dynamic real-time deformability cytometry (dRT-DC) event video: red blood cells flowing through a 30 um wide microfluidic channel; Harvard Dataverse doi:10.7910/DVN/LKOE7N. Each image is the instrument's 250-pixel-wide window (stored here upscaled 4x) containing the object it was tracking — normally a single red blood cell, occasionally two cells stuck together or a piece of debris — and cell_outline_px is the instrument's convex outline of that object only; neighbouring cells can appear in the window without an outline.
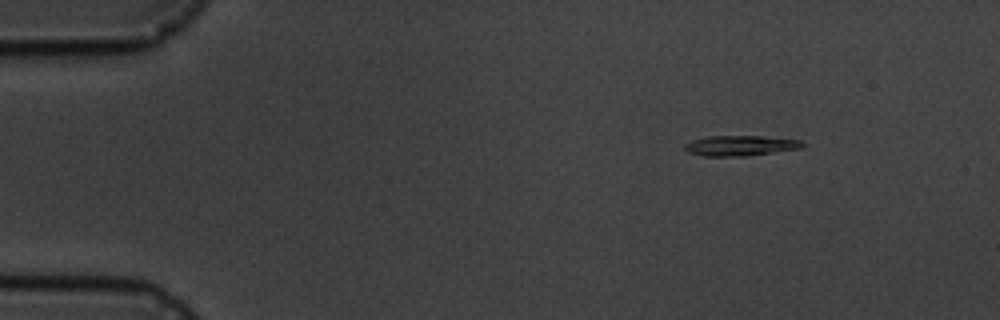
{"species": "common noctule bat (a hibernating species)", "species_latin": "Nyctalus noctula", "temperature_condition": "cold", "stored_images_in_passage": 7, "camera_frame_rate_fps": 3000, "um_per_image_px": 0.085, "animal": {"sex": "male", "body_mass_g": 19.5, "forearm_length_mm": 54.6}, "frame": {"image": 1, "passage_image": 2, "time_ms": 2.0, "image_size_px": [1000, 320], "cell_outline_px": [[804, 144], [800, 148], [748, 156], [704, 156], [688, 152], [684, 148], [684, 144], [692, 140], [708, 136], [760, 136], [800, 140]], "centroid_in_image_um": [62.89, 12.38], "position_along_channel_um": 22.1, "area_um2": 13.81}}
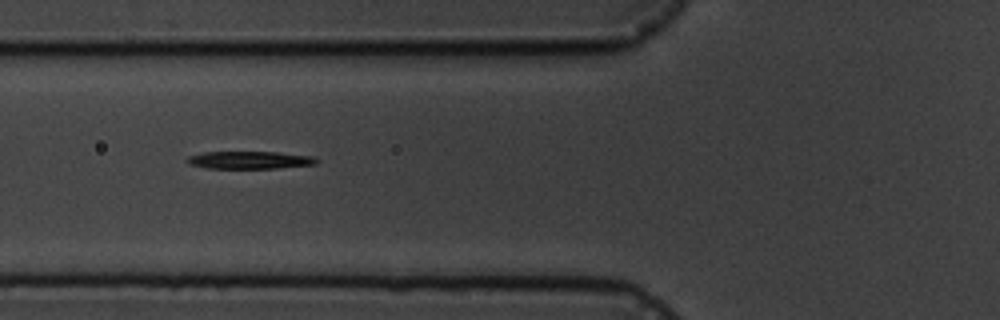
{"frame": {"image": 2, "passage_image": 6, "time_ms": 6.667, "image_size_px": [1000, 320], "cell_outline_px": [[320, 160], [316, 164], [280, 168], [208, 168], [188, 164], [184, 160], [188, 156], [204, 152], [276, 152], [316, 156]], "centroid_in_image_um": [21.25, 13.6], "position_along_channel_um": 104.5, "area_um2": 13.41}}
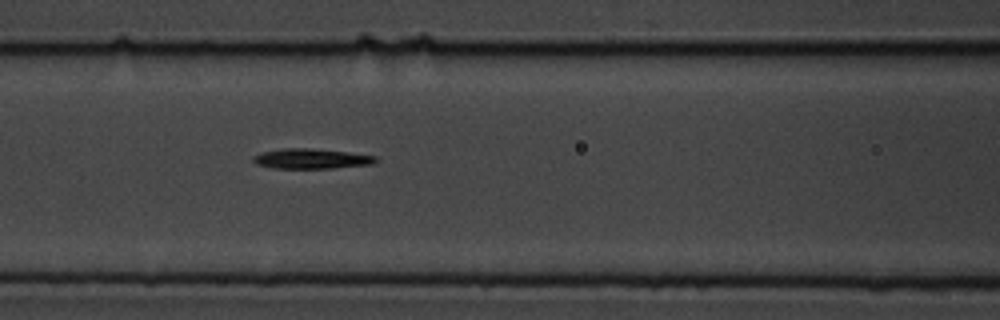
{"frame": {"image": 3, "passage_image": 7, "time_ms": 7.667, "image_size_px": [1000, 320], "cell_outline_px": [[376, 160], [372, 164], [332, 168], [272, 168], [256, 164], [252, 160], [252, 156], [264, 152], [280, 148], [312, 148], [376, 156]], "centroid_in_image_um": [26.4, 13.49], "position_along_channel_um": 140.2, "area_um2": 14.16}}